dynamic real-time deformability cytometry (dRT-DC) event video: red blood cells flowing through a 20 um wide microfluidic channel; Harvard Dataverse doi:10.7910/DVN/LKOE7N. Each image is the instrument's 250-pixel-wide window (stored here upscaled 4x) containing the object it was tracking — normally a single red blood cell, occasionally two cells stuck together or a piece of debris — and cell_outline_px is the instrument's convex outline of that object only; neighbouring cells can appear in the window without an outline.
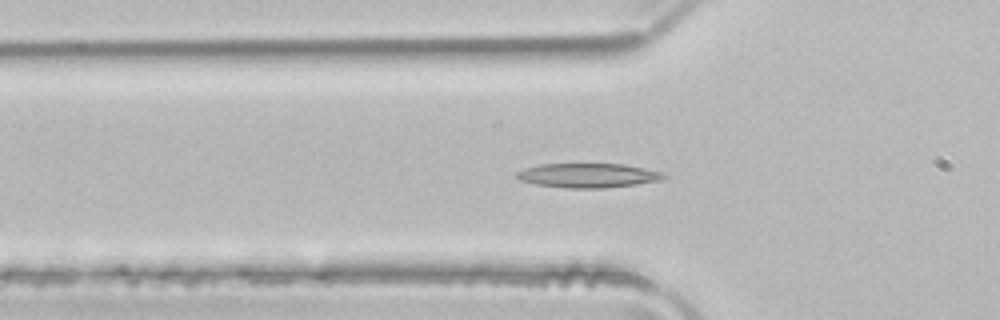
{"species": "common noctule bat (a hibernating species)", "species_latin": "Nyctalus noctula", "temperature_condition": "room temperature", "stored_images_in_passage": 39, "camera_frame_rate_fps": 3000, "um_per_image_px": 0.085, "animal": {"sex": "male", "body_mass_g": 21.5, "forearm_length_mm": 52.0}, "frame": {"image": 1, "passage_image": 8, "time_ms": 2.333, "image_size_px": [1000, 320], "cell_outline_px": [[668, 176], [660, 180], [636, 184], [604, 188], [568, 188], [536, 184], [520, 180], [516, 176], [516, 172], [524, 168], [540, 164], [624, 164], [664, 172]], "centroid_in_image_um": [50.0, 14.91], "position_along_channel_um": 75.8, "area_um2": 20.81}}
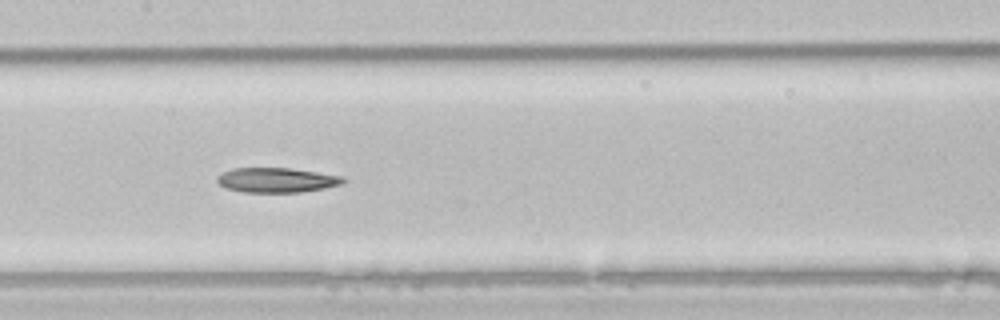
{"frame": {"image": 2, "passage_image": 16, "time_ms": 5.0, "image_size_px": [1000, 320], "cell_outline_px": [[348, 180], [344, 184], [324, 188], [300, 192], [244, 192], [224, 188], [216, 180], [216, 176], [232, 168], [288, 168], [344, 176]], "centroid_in_image_um": [23.54, 15.31], "position_along_channel_um": 183.9, "area_um2": 18.26}}
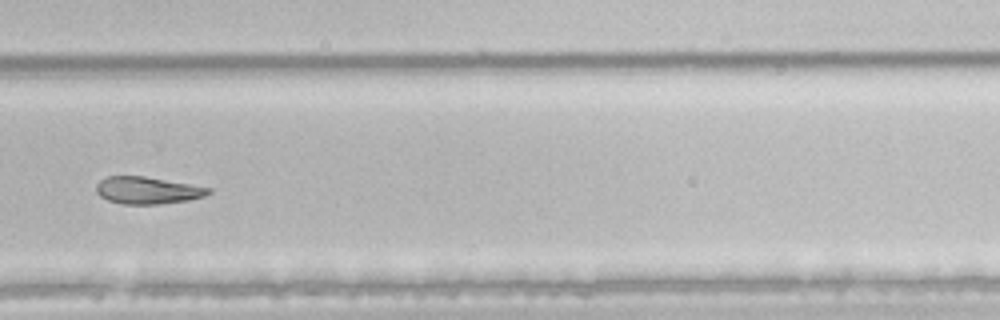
{"frame": {"image": 3, "passage_image": 26, "time_ms": 8.333, "image_size_px": [1000, 320], "cell_outline_px": [[212, 192], [204, 196], [188, 200], [156, 204], [124, 204], [108, 200], [100, 196], [96, 192], [96, 184], [100, 180], [108, 176], [144, 176], [212, 188]], "centroid_in_image_um": [12.52, 16.17], "position_along_channel_um": 317.3, "area_um2": 17.63}}